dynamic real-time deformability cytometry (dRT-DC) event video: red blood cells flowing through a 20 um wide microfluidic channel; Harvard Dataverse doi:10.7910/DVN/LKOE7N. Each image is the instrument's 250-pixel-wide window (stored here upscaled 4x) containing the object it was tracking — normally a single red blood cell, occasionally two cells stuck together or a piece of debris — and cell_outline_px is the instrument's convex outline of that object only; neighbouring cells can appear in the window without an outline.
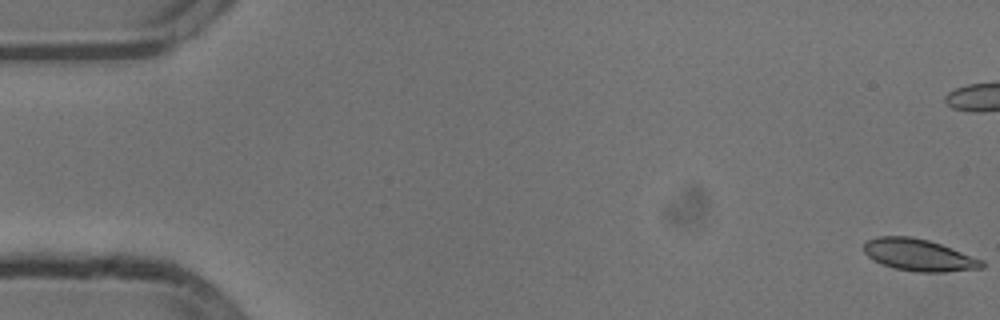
{"species": "common noctule bat (a hibernating species)", "species_latin": "Nyctalus noctula", "temperature_condition": "cold", "stored_images_in_passage": 8, "camera_frame_rate_fps": 3000, "um_per_image_px": 0.085, "animal": {"sex": "male", "body_mass_g": 13.3}, "frame": {"image": 1, "passage_image": 1, "time_ms": 0.0, "image_size_px": [1000, 320], "cell_outline_px": [[984, 268], [944, 272], [916, 272], [896, 268], [872, 260], [864, 252], [864, 244], [868, 240], [876, 236], [912, 236], [928, 240], [940, 244], [984, 260]], "centroid_in_image_um": [78.11, 21.67], "position_along_channel_um": 6.9, "area_um2": 21.91}}